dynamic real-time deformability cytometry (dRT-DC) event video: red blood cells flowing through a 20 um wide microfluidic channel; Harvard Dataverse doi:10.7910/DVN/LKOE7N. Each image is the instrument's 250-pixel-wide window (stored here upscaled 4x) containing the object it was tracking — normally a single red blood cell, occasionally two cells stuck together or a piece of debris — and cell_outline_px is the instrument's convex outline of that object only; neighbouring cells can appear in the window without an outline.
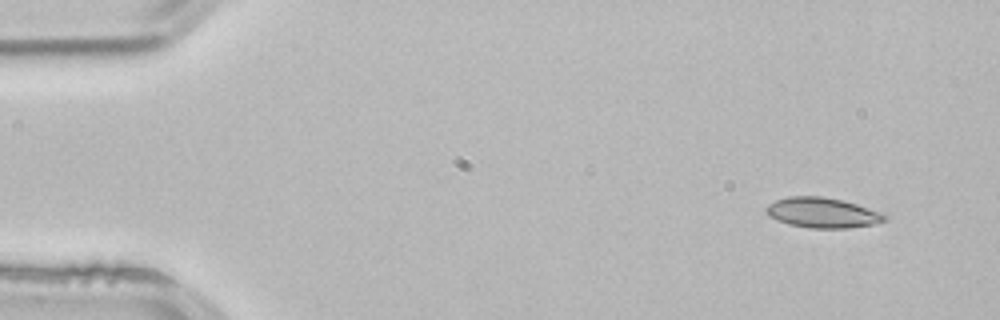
{"species": "common noctule bat (a hibernating species)", "species_latin": "Nyctalus noctula", "temperature_condition": "room temperature", "stored_images_in_passage": 3, "camera_frame_rate_fps": 3000, "um_per_image_px": 0.085, "animal": {"sex": "male", "body_mass_g": 21.5, "forearm_length_mm": 52.0}, "frame": {"image": 1, "passage_image": 1, "time_ms": 0.0, "image_size_px": [1000, 320], "cell_outline_px": [[888, 220], [872, 224], [848, 228], [808, 228], [788, 224], [776, 220], [768, 216], [764, 212], [764, 208], [768, 204], [776, 200], [788, 196], [820, 196], [844, 200], [884, 212], [888, 216]], "centroid_in_image_um": [69.91, 18.08], "position_along_channel_um": 15.1, "area_um2": 21.27}}
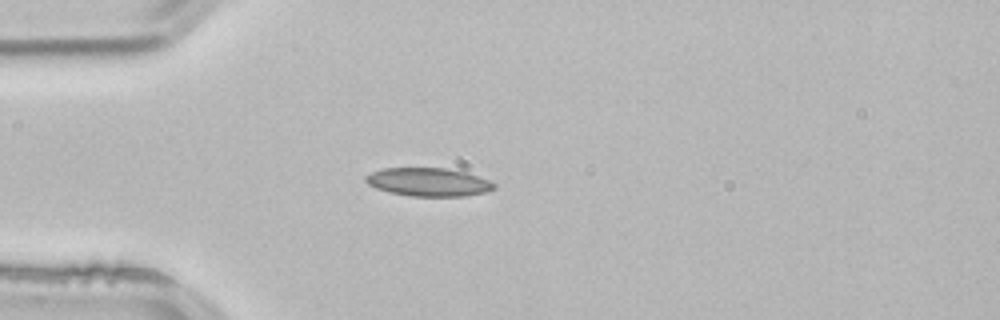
{"frame": {"image": 2, "passage_image": 3, "time_ms": 0.667, "image_size_px": [1000, 320], "cell_outline_px": [[496, 188], [488, 192], [464, 196], [408, 196], [388, 192], [376, 188], [368, 184], [364, 180], [364, 176], [372, 172], [384, 168], [448, 168], [464, 172], [488, 180], [496, 184]], "centroid_in_image_um": [36.4, 15.48], "position_along_channel_um": 48.6, "area_um2": 21.27}}